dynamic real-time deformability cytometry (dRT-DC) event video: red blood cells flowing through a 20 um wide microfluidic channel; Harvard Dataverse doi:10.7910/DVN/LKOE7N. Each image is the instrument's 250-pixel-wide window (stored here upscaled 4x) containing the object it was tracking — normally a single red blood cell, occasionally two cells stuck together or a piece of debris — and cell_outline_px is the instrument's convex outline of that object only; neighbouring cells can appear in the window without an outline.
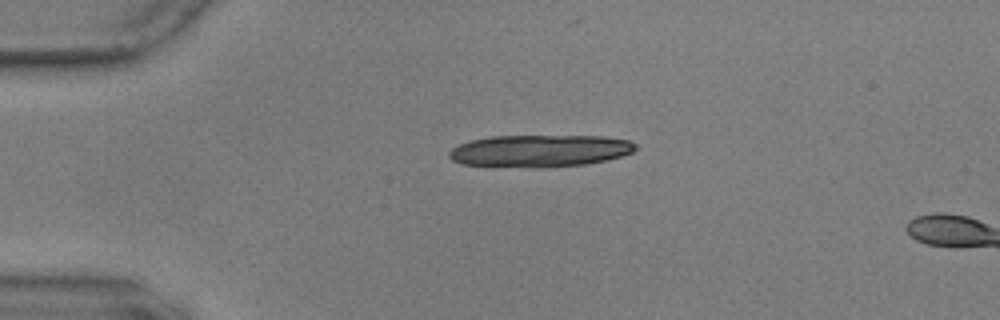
{"species": "common noctule bat (a hibernating species)", "species_latin": "Nyctalus noctula", "temperature_condition": "warm", "stored_images_in_passage": 2, "camera_frame_rate_fps": 3000, "um_per_image_px": 0.085, "animal": {"sex": "male", "body_mass_g": 17.9, "forearm_length_mm": 54.2}, "frame": {"image": 1, "passage_image": 1, "time_ms": 0.0, "image_size_px": [1000, 320], "cell_outline_px": [[636, 148], [632, 152], [620, 156], [604, 160], [584, 164], [548, 168], [532, 168], [460, 164], [452, 160], [448, 156], [448, 152], [452, 148], [460, 144], [472, 140], [488, 136], [604, 136], [628, 140], [636, 144]], "centroid_in_image_um": [45.84, 12.82], "position_along_channel_um": 39.2, "area_um2": 35.08}}